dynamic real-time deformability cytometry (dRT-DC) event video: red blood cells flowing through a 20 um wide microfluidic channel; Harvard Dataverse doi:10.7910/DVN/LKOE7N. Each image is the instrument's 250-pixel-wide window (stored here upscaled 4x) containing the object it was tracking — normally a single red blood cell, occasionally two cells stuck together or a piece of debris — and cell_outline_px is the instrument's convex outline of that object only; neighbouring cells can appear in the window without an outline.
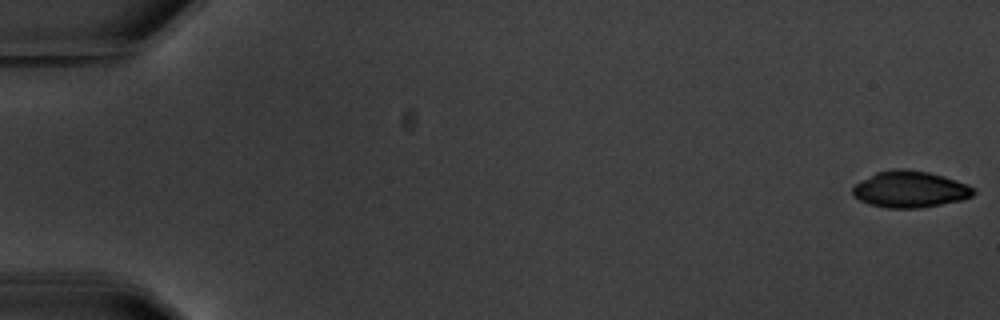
{"species": "common noctule bat (a hibernating species)", "species_latin": "Nyctalus noctula", "temperature_condition": "warm", "stored_images_in_passage": 5, "camera_frame_rate_fps": 3000, "um_per_image_px": 0.085, "animal": {"sex": "male", "body_mass_g": 20.1, "forearm_length_mm": 53.5}, "frame": {"image": 1, "passage_image": 1, "time_ms": 0.0, "image_size_px": [1000, 320], "cell_outline_px": [[976, 192], [972, 196], [964, 200], [920, 208], [888, 208], [868, 204], [860, 200], [852, 192], [852, 188], [856, 184], [876, 172], [892, 168], [904, 168], [928, 172], [944, 176], [968, 184], [976, 188]], "centroid_in_image_um": [77.4, 16.09], "position_along_channel_um": 7.6, "area_um2": 25.89}}
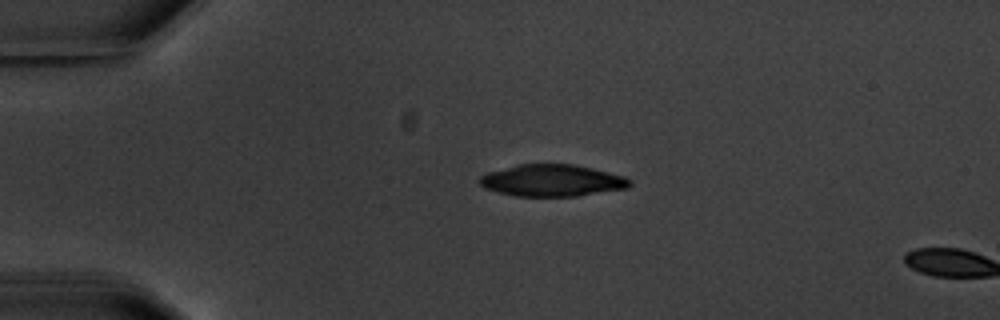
{"frame": {"image": 2, "passage_image": 4, "time_ms": 4.333, "image_size_px": [1000, 320], "cell_outline_px": [[632, 184], [628, 188], [576, 196], [516, 196], [484, 188], [480, 184], [480, 176], [488, 172], [520, 164], [572, 164], [592, 168], [624, 176], [632, 180]], "centroid_in_image_um": [46.96, 15.34], "position_along_channel_um": 38.0, "area_um2": 27.69}}